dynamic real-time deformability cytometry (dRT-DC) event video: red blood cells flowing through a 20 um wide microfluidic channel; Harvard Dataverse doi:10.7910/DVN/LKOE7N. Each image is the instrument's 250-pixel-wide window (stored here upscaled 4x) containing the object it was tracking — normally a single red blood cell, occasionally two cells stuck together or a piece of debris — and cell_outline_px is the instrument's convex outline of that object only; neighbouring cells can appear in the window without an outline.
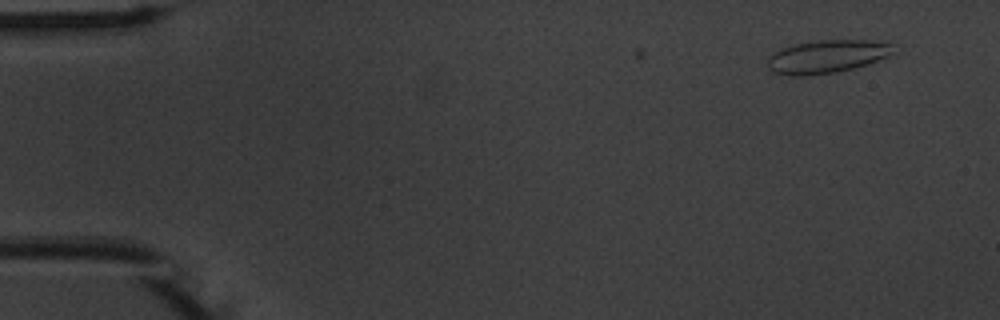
{"species": "common noctule bat (a hibernating species)", "species_latin": "Nyctalus noctula", "temperature_condition": "warm", "stored_images_in_passage": 2, "camera_frame_rate_fps": 3000, "um_per_image_px": 0.085, "animal": {"sex": "male", "body_mass_g": 20.1, "forearm_length_mm": 53.5}, "frame": {"image": 1, "passage_image": 2, "time_ms": 0.333, "image_size_px": [1000, 320], "cell_outline_px": [[892, 52], [888, 56], [868, 64], [836, 72], [808, 76], [788, 76], [772, 72], [768, 68], [768, 56], [772, 52], [796, 44], [820, 40], [868, 40], [892, 44]], "centroid_in_image_um": [70.23, 4.82], "position_along_channel_um": 14.8, "area_um2": 24.16}}